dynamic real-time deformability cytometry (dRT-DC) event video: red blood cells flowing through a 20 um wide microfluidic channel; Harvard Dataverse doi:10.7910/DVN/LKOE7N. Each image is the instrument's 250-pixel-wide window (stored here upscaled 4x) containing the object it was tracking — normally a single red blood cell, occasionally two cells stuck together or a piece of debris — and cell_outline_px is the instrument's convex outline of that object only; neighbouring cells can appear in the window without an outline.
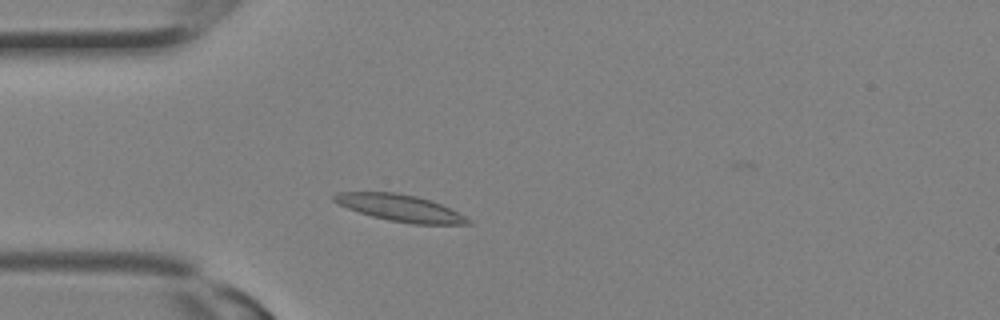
{"species": "Egyptian fruit bat (a non-hibernating species)", "species_latin": "Rousettus aegyptiacus", "temperature_condition": "room temperature", "stored_images_in_passage": 16, "camera_frame_rate_fps": 3000, "um_per_image_px": 0.085, "animal": {"sex": "female"}, "frame": {"image": 1, "passage_image": 5, "time_ms": 1.333, "image_size_px": [1000, 320], "cell_outline_px": [[472, 224], [412, 224], [388, 220], [372, 216], [348, 208], [332, 200], [332, 196], [340, 192], [396, 192], [416, 196], [440, 204], [472, 220]], "centroid_in_image_um": [34.0, 17.68], "position_along_channel_um": 51.0, "area_um2": 20.52}}
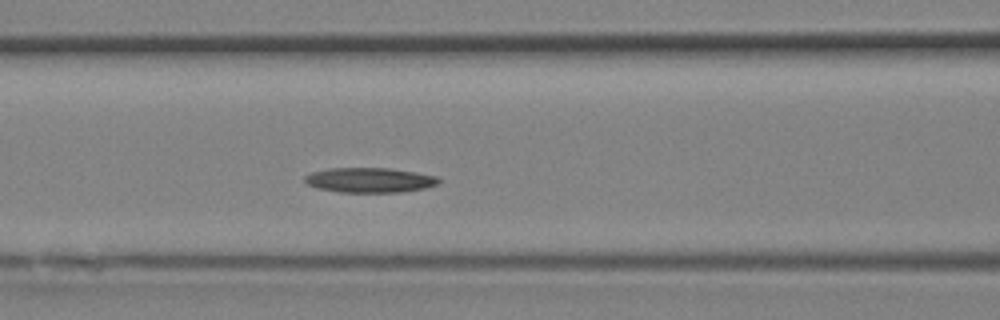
{"frame": {"image": 2, "passage_image": 9, "time_ms": 2.667, "image_size_px": [1000, 320], "cell_outline_px": [[440, 184], [424, 188], [400, 192], [340, 192], [316, 188], [308, 184], [304, 180], [304, 176], [312, 172], [328, 168], [392, 168], [416, 172], [436, 176], [440, 180]], "centroid_in_image_um": [31.42, 15.3], "position_along_channel_um": 135.2, "area_um2": 19.48}}
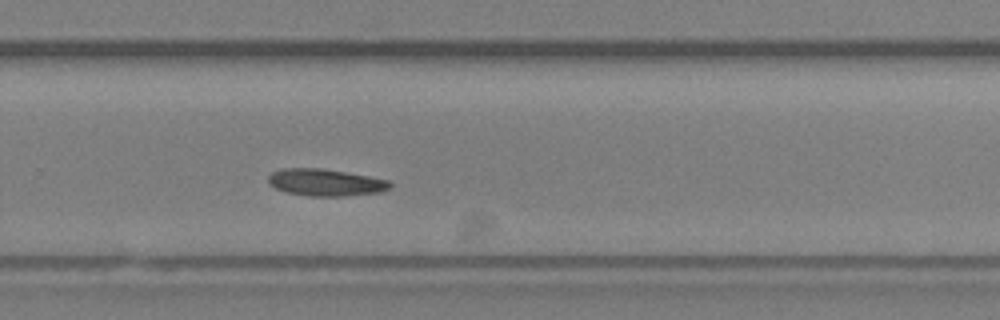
{"frame": {"image": 3, "passage_image": 16, "time_ms": 5.0, "image_size_px": [1000, 320], "cell_outline_px": [[392, 188], [380, 192], [344, 196], [308, 196], [288, 192], [276, 188], [268, 184], [268, 176], [272, 172], [280, 168], [320, 168], [368, 176], [388, 180], [392, 184]], "centroid_in_image_um": [27.66, 15.51], "position_along_channel_um": 302.1, "area_um2": 19.13}}